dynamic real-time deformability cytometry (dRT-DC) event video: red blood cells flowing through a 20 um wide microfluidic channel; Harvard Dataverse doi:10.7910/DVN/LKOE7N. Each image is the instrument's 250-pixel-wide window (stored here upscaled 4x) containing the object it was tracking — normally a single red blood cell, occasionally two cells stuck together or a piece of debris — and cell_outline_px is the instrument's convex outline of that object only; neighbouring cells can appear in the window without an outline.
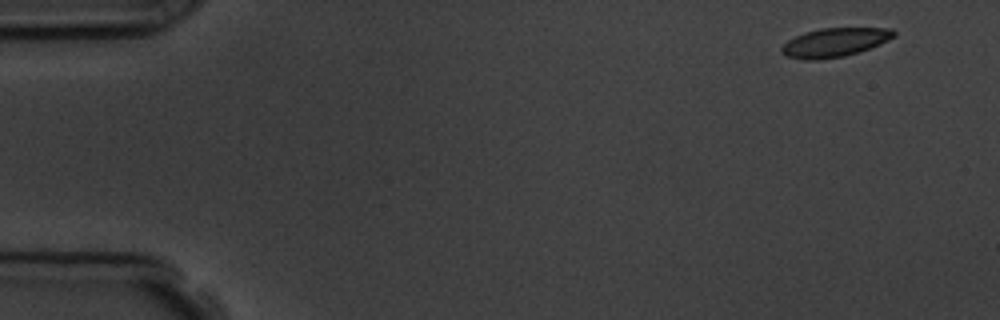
{"species": "common noctule bat (a hibernating species)", "species_latin": "Nyctalus noctula", "temperature_condition": "room temperature", "stored_images_in_passage": 7, "camera_frame_rate_fps": 3000, "um_per_image_px": 0.085, "animal": {"sex": "male", "body_mass_g": 19.5, "forearm_length_mm": 54.6}, "frame": {"image": 1, "passage_image": 1, "time_ms": 0.0, "image_size_px": [1000, 320], "cell_outline_px": [[896, 36], [880, 44], [860, 52], [844, 56], [816, 60], [804, 60], [788, 56], [780, 52], [780, 48], [788, 40], [804, 32], [820, 28], [892, 28], [896, 32]], "centroid_in_image_um": [70.96, 3.6], "position_along_channel_um": 14.0, "area_um2": 18.96}}
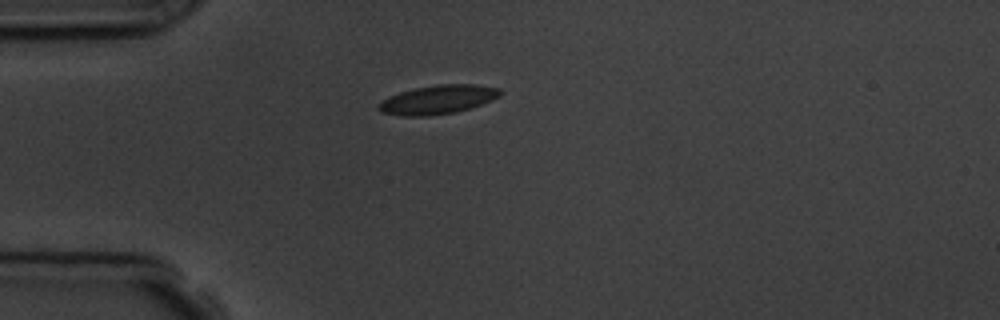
{"frame": {"image": 2, "passage_image": 4, "time_ms": 3.667, "image_size_px": [1000, 320], "cell_outline_px": [[504, 92], [500, 96], [492, 100], [472, 108], [456, 112], [428, 116], [400, 116], [380, 112], [376, 108], [376, 104], [388, 96], [400, 92], [416, 88], [436, 84], [476, 84], [500, 88]], "centroid_in_image_um": [37.21, 8.47], "position_along_channel_um": 47.8, "area_um2": 20.87}}